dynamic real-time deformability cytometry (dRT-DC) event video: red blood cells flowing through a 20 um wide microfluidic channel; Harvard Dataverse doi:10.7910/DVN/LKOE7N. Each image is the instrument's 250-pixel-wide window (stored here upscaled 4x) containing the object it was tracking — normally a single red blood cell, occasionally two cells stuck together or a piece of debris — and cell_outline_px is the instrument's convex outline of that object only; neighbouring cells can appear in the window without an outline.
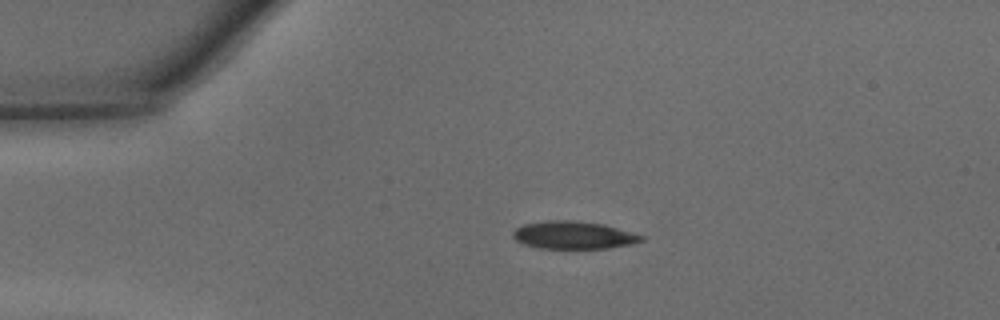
{"species": "common noctule bat (a hibernating species)", "species_latin": "Nyctalus noctula", "temperature_condition": "warm", "stored_images_in_passage": 37, "camera_frame_rate_fps": 3000, "um_per_image_px": 0.085, "animal": {"sex": "male", "body_mass_g": 15.6}, "frame": {"image": 1, "passage_image": 1, "time_ms": 0.0, "image_size_px": [1000, 320], "cell_outline_px": [[644, 240], [628, 244], [608, 248], [540, 248], [524, 244], [516, 240], [512, 236], [512, 232], [516, 228], [524, 224], [548, 220], [572, 220], [604, 224], [644, 236]], "centroid_in_image_um": [48.72, 19.97], "position_along_channel_um": 36.3, "area_um2": 20.52}}
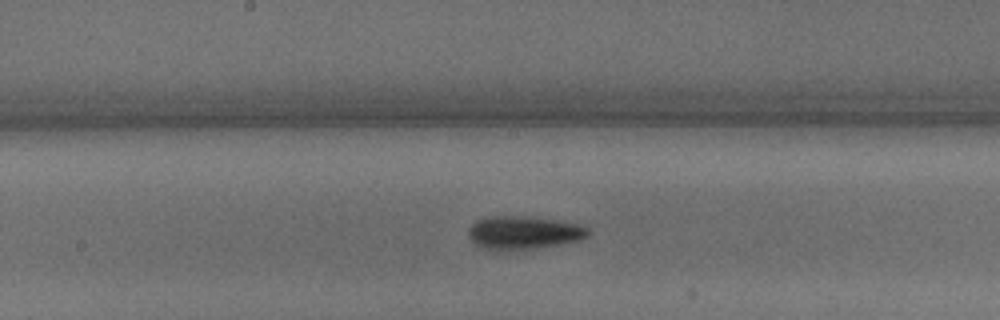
{"frame": {"image": 2, "passage_image": 15, "time_ms": 4.667, "image_size_px": [1000, 320], "cell_outline_px": [[592, 232], [588, 236], [580, 240], [556, 244], [528, 248], [496, 252], [480, 248], [468, 236], [468, 228], [476, 220], [484, 216], [524, 216], [556, 220], [576, 224], [588, 228]], "centroid_in_image_um": [44.43, 19.77], "position_along_channel_um": 203.8, "area_um2": 23.24}}
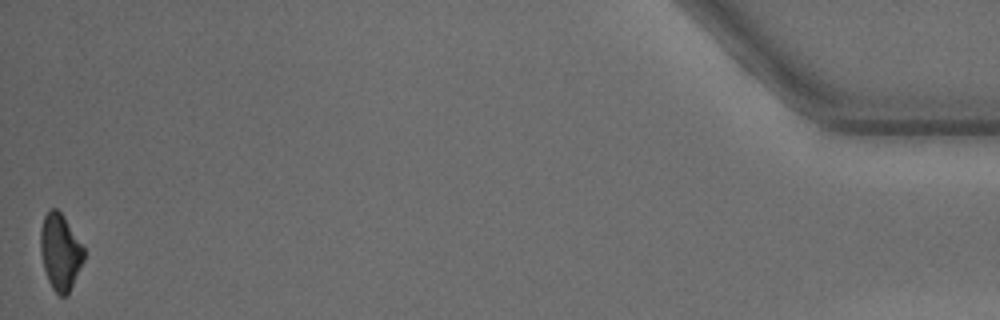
{"frame": {"image": 3, "passage_image": 37, "time_ms": 12.0, "image_size_px": [1000, 320], "cell_outline_px": [[84, 260], [68, 296], [60, 296], [52, 288], [48, 280], [44, 268], [40, 252], [40, 228], [44, 216], [52, 208], [56, 208], [60, 212], [84, 248]], "centroid_in_image_um": [5.11, 21.45], "position_along_channel_um": 430.1, "area_um2": 19.13}, "authors_computed_cell_mechanics": {"area_um2": 21.386, "velocity_mm_per_s": 4.3668, "shape_relaxation_time_tau1_ms": 2.7096, "shape_relaxation_time_tau2_ms": 5.3894, "deformation_change_tau1": 0.1417, "deformation_change_tau2": 0.135}}